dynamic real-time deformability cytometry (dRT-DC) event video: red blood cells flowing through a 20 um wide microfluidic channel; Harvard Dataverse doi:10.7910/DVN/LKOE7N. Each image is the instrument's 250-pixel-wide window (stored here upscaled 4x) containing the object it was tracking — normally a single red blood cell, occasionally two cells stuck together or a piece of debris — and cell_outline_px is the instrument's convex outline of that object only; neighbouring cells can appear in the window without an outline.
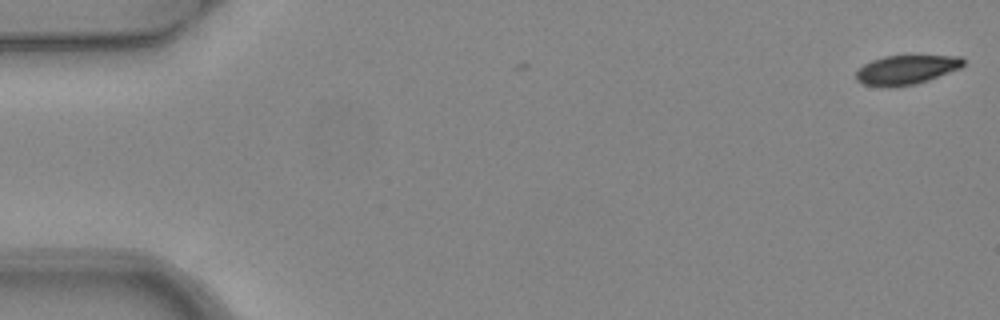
{"species": "common noctule bat (a hibernating species)", "species_latin": "Nyctalus noctula", "temperature_condition": "warm", "stored_images_in_passage": 2, "camera_frame_rate_fps": 3000, "um_per_image_px": 0.085, "animal": {"sex": "female", "body_mass_g": 24.6, "forearm_length_mm": 56.2}, "frame": {"image": 1, "passage_image": 1, "time_ms": 0.0, "image_size_px": [1000, 320], "cell_outline_px": [[964, 64], [960, 68], [928, 80], [916, 84], [892, 88], [884, 88], [864, 84], [856, 80], [856, 72], [864, 64], [872, 60], [884, 56], [960, 56], [964, 60]], "centroid_in_image_um": [77.0, 5.95], "position_along_channel_um": 8.0, "area_um2": 18.32}}